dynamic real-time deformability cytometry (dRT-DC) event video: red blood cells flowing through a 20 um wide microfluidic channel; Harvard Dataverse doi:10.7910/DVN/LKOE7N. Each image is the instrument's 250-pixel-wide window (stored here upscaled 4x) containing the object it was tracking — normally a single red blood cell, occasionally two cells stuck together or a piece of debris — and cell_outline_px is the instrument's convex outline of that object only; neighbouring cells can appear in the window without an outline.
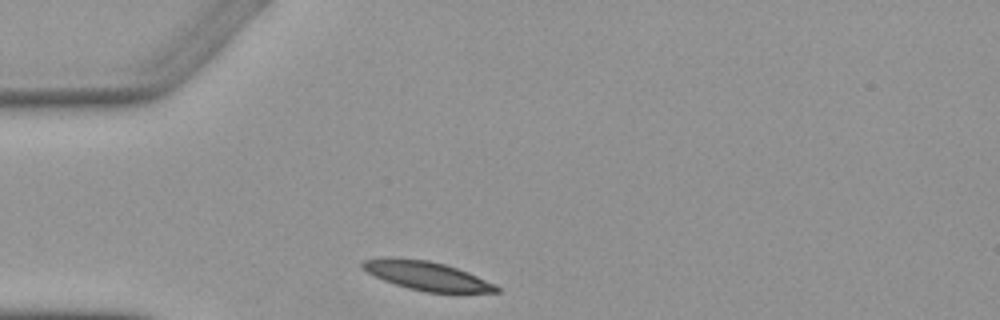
{"species": "Egyptian fruit bat (a non-hibernating species)", "species_latin": "Rousettus aegyptiacus", "temperature_condition": "warm", "stored_images_in_passage": 1, "camera_frame_rate_fps": 3000, "um_per_image_px": 0.085, "animal": {"sex": "female"}, "frame": {"image": 1, "passage_image": 1, "time_ms": 0.0, "image_size_px": [1000, 320], "cell_outline_px": [[500, 292], [424, 292], [408, 288], [384, 280], [368, 272], [360, 264], [364, 260], [384, 256], [392, 256], [428, 260], [444, 264], [468, 272], [496, 284], [500, 288]], "centroid_in_image_um": [36.27, 23.42], "position_along_channel_um": 48.7, "area_um2": 22.48}}